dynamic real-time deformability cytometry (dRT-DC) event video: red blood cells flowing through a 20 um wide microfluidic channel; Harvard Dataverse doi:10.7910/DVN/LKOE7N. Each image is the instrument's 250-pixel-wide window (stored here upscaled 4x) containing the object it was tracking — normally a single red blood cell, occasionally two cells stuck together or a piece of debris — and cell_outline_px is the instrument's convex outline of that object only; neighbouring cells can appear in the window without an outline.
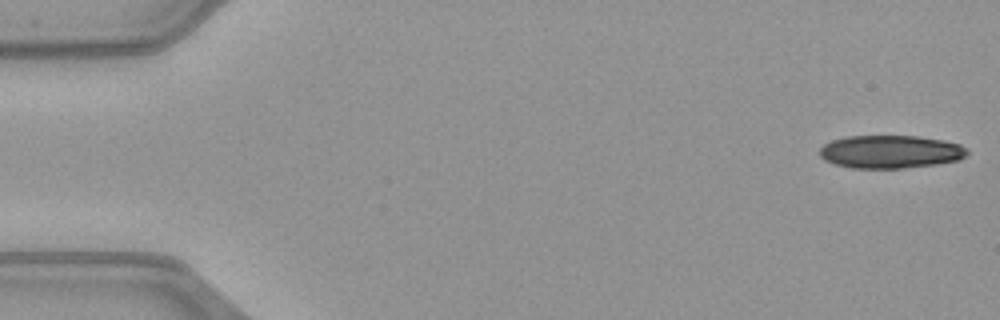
{"species": "common noctule bat (a hibernating species)", "species_latin": "Nyctalus noctula", "temperature_condition": "warm", "stored_images_in_passage": 18, "camera_frame_rate_fps": 3000, "um_per_image_px": 0.085, "animal": {"sex": "female", "body_mass_g": 21.9}, "frame": {"image": 1, "passage_image": 1, "time_ms": 0.0, "image_size_px": [1000, 320], "cell_outline_px": [[968, 152], [964, 156], [956, 160], [936, 164], [904, 168], [852, 168], [836, 164], [824, 160], [820, 156], [820, 148], [824, 144], [832, 140], [844, 136], [916, 136], [944, 140], [960, 144]], "centroid_in_image_um": [75.65, 12.89], "position_along_channel_um": 9.4, "area_um2": 28.26}}
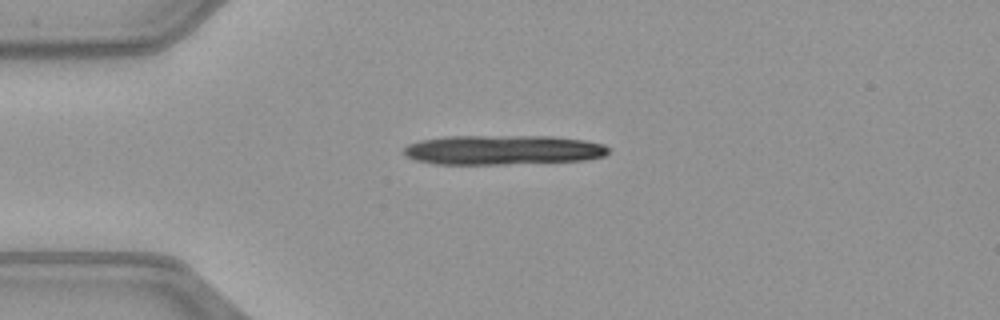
{"frame": {"image": 2, "passage_image": 12, "time_ms": 3.667, "image_size_px": [1000, 320], "cell_outline_px": [[612, 148], [604, 156], [588, 160], [504, 164], [432, 164], [416, 160], [404, 156], [400, 152], [408, 144], [420, 140], [444, 136], [552, 136], [584, 140], [604, 144]], "centroid_in_image_um": [42.72, 12.74], "position_along_channel_um": 42.3, "area_um2": 35.78}}